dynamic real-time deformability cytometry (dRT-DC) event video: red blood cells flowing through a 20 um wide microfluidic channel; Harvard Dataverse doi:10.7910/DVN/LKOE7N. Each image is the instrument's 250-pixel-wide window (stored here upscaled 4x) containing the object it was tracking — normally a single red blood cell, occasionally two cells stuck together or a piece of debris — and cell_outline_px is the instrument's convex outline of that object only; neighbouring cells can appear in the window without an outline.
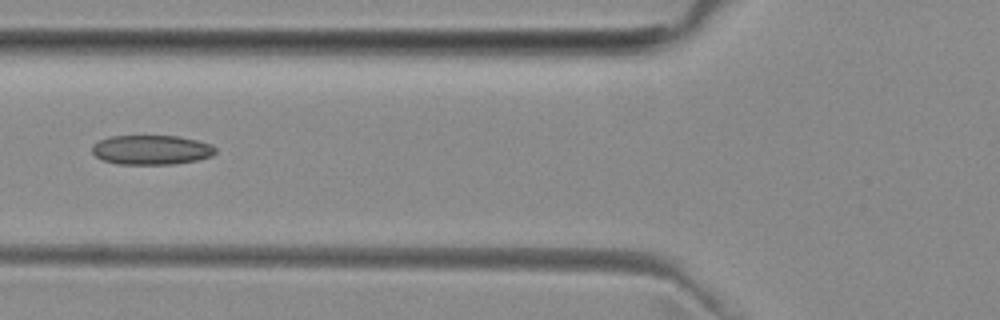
{"species": "common noctule bat (a hibernating species)", "species_latin": "Nyctalus noctula", "temperature_condition": "room temperature", "stored_images_in_passage": 5, "camera_frame_rate_fps": 3000, "um_per_image_px": 0.085, "animal": {"sex": "female", "body_mass_g": 29.2, "forearm_length_mm": 56.3}, "frame": {"image": 1, "passage_image": 5, "time_ms": 4.667, "image_size_px": [1000, 320], "cell_outline_px": [[216, 152], [212, 156], [196, 160], [172, 164], [116, 164], [104, 160], [96, 156], [92, 152], [92, 144], [100, 140], [112, 136], [180, 136], [212, 144], [216, 148]], "centroid_in_image_um": [12.88, 12.73], "position_along_channel_um": 112.9, "area_um2": 21.21}}